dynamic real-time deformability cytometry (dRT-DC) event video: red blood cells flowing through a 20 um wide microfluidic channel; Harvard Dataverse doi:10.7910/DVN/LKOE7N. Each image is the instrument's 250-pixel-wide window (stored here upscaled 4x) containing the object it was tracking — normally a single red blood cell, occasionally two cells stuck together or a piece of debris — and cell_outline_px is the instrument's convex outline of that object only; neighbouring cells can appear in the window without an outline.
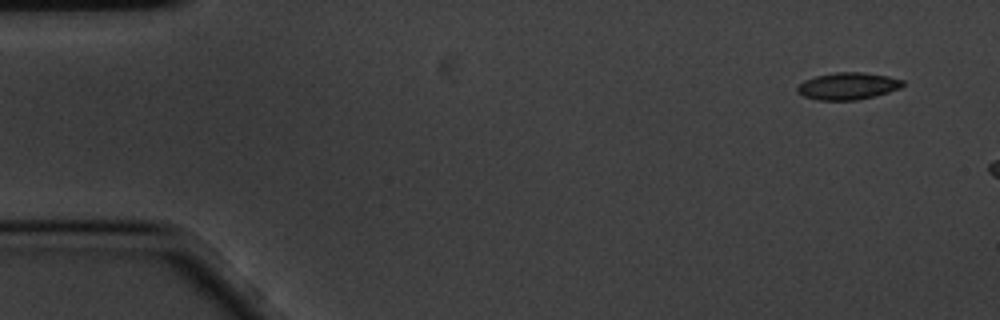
{"species": "common noctule bat (a hibernating species)", "species_latin": "Nyctalus noctula", "temperature_condition": "cold", "stored_images_in_passage": 3, "camera_frame_rate_fps": 3000, "um_per_image_px": 0.085, "animal": {"sex": "male", "body_mass_g": 20.1, "forearm_length_mm": 53.5}, "frame": {"image": 1, "passage_image": 1, "time_ms": 0.0, "image_size_px": [1000, 320], "cell_outline_px": [[904, 84], [900, 88], [888, 92], [856, 100], [820, 100], [804, 96], [796, 92], [796, 88], [804, 80], [816, 76], [836, 72], [860, 72], [888, 76], [904, 80]], "centroid_in_image_um": [72.05, 7.31], "position_along_channel_um": 12.9, "area_um2": 16.47}}